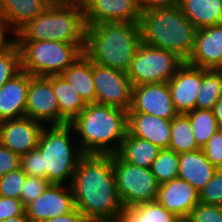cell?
Wrapping results in <instances>:
<instances>
[{
	"label": "cell",
	"instance_id": "1",
	"mask_svg": "<svg viewBox=\"0 0 222 222\" xmlns=\"http://www.w3.org/2000/svg\"><path fill=\"white\" fill-rule=\"evenodd\" d=\"M70 187L75 208L89 222H104L122 216L124 207L117 193L113 154H84Z\"/></svg>",
	"mask_w": 222,
	"mask_h": 222
},
{
	"label": "cell",
	"instance_id": "2",
	"mask_svg": "<svg viewBox=\"0 0 222 222\" xmlns=\"http://www.w3.org/2000/svg\"><path fill=\"white\" fill-rule=\"evenodd\" d=\"M128 112L90 103L70 123L84 154H117L128 132Z\"/></svg>",
	"mask_w": 222,
	"mask_h": 222
},
{
	"label": "cell",
	"instance_id": "3",
	"mask_svg": "<svg viewBox=\"0 0 222 222\" xmlns=\"http://www.w3.org/2000/svg\"><path fill=\"white\" fill-rule=\"evenodd\" d=\"M141 43L139 23L87 25L84 54L98 65L126 72Z\"/></svg>",
	"mask_w": 222,
	"mask_h": 222
},
{
	"label": "cell",
	"instance_id": "4",
	"mask_svg": "<svg viewBox=\"0 0 222 222\" xmlns=\"http://www.w3.org/2000/svg\"><path fill=\"white\" fill-rule=\"evenodd\" d=\"M139 27L142 43L174 52L185 61L192 54L198 28L179 6L141 10Z\"/></svg>",
	"mask_w": 222,
	"mask_h": 222
},
{
	"label": "cell",
	"instance_id": "5",
	"mask_svg": "<svg viewBox=\"0 0 222 222\" xmlns=\"http://www.w3.org/2000/svg\"><path fill=\"white\" fill-rule=\"evenodd\" d=\"M84 8L73 5H49L42 13L28 21L13 37L14 40L60 41L86 44Z\"/></svg>",
	"mask_w": 222,
	"mask_h": 222
},
{
	"label": "cell",
	"instance_id": "6",
	"mask_svg": "<svg viewBox=\"0 0 222 222\" xmlns=\"http://www.w3.org/2000/svg\"><path fill=\"white\" fill-rule=\"evenodd\" d=\"M73 131L70 124H64L45 125L41 132L37 149L41 152L42 178L50 184L70 185L84 155L78 143H71Z\"/></svg>",
	"mask_w": 222,
	"mask_h": 222
},
{
	"label": "cell",
	"instance_id": "7",
	"mask_svg": "<svg viewBox=\"0 0 222 222\" xmlns=\"http://www.w3.org/2000/svg\"><path fill=\"white\" fill-rule=\"evenodd\" d=\"M15 41L20 50L21 69L32 76L60 75L84 53L78 44L67 42Z\"/></svg>",
	"mask_w": 222,
	"mask_h": 222
},
{
	"label": "cell",
	"instance_id": "8",
	"mask_svg": "<svg viewBox=\"0 0 222 222\" xmlns=\"http://www.w3.org/2000/svg\"><path fill=\"white\" fill-rule=\"evenodd\" d=\"M186 61L178 54L141 43L126 74L132 86L168 82Z\"/></svg>",
	"mask_w": 222,
	"mask_h": 222
},
{
	"label": "cell",
	"instance_id": "9",
	"mask_svg": "<svg viewBox=\"0 0 222 222\" xmlns=\"http://www.w3.org/2000/svg\"><path fill=\"white\" fill-rule=\"evenodd\" d=\"M113 173L124 208L156 200L160 184L150 168L129 164L118 154H113Z\"/></svg>",
	"mask_w": 222,
	"mask_h": 222
},
{
	"label": "cell",
	"instance_id": "10",
	"mask_svg": "<svg viewBox=\"0 0 222 222\" xmlns=\"http://www.w3.org/2000/svg\"><path fill=\"white\" fill-rule=\"evenodd\" d=\"M96 103L129 111L132 102V83L126 72L92 62Z\"/></svg>",
	"mask_w": 222,
	"mask_h": 222
},
{
	"label": "cell",
	"instance_id": "11",
	"mask_svg": "<svg viewBox=\"0 0 222 222\" xmlns=\"http://www.w3.org/2000/svg\"><path fill=\"white\" fill-rule=\"evenodd\" d=\"M25 116L45 125H59V105L53 90V75H30Z\"/></svg>",
	"mask_w": 222,
	"mask_h": 222
},
{
	"label": "cell",
	"instance_id": "12",
	"mask_svg": "<svg viewBox=\"0 0 222 222\" xmlns=\"http://www.w3.org/2000/svg\"><path fill=\"white\" fill-rule=\"evenodd\" d=\"M28 222H43L75 209L70 185L50 184L41 195L25 206Z\"/></svg>",
	"mask_w": 222,
	"mask_h": 222
},
{
	"label": "cell",
	"instance_id": "13",
	"mask_svg": "<svg viewBox=\"0 0 222 222\" xmlns=\"http://www.w3.org/2000/svg\"><path fill=\"white\" fill-rule=\"evenodd\" d=\"M128 113H145L163 119H173L178 112L174 107L168 82L133 86Z\"/></svg>",
	"mask_w": 222,
	"mask_h": 222
},
{
	"label": "cell",
	"instance_id": "14",
	"mask_svg": "<svg viewBox=\"0 0 222 222\" xmlns=\"http://www.w3.org/2000/svg\"><path fill=\"white\" fill-rule=\"evenodd\" d=\"M45 127L39 121L26 116L0 122V143L19 156L37 148Z\"/></svg>",
	"mask_w": 222,
	"mask_h": 222
},
{
	"label": "cell",
	"instance_id": "15",
	"mask_svg": "<svg viewBox=\"0 0 222 222\" xmlns=\"http://www.w3.org/2000/svg\"><path fill=\"white\" fill-rule=\"evenodd\" d=\"M87 25L105 22L139 23L138 0H91L84 7Z\"/></svg>",
	"mask_w": 222,
	"mask_h": 222
},
{
	"label": "cell",
	"instance_id": "16",
	"mask_svg": "<svg viewBox=\"0 0 222 222\" xmlns=\"http://www.w3.org/2000/svg\"><path fill=\"white\" fill-rule=\"evenodd\" d=\"M202 83V68L185 62L168 81L171 98L178 113L195 109L196 98Z\"/></svg>",
	"mask_w": 222,
	"mask_h": 222
},
{
	"label": "cell",
	"instance_id": "17",
	"mask_svg": "<svg viewBox=\"0 0 222 222\" xmlns=\"http://www.w3.org/2000/svg\"><path fill=\"white\" fill-rule=\"evenodd\" d=\"M186 62L203 69L222 68V24L198 29L194 49Z\"/></svg>",
	"mask_w": 222,
	"mask_h": 222
},
{
	"label": "cell",
	"instance_id": "18",
	"mask_svg": "<svg viewBox=\"0 0 222 222\" xmlns=\"http://www.w3.org/2000/svg\"><path fill=\"white\" fill-rule=\"evenodd\" d=\"M155 201L177 217L188 218L199 203V191L187 181L175 178L159 185Z\"/></svg>",
	"mask_w": 222,
	"mask_h": 222
},
{
	"label": "cell",
	"instance_id": "19",
	"mask_svg": "<svg viewBox=\"0 0 222 222\" xmlns=\"http://www.w3.org/2000/svg\"><path fill=\"white\" fill-rule=\"evenodd\" d=\"M172 119H163L145 113H128V133L148 140L161 149H168L171 140Z\"/></svg>",
	"mask_w": 222,
	"mask_h": 222
},
{
	"label": "cell",
	"instance_id": "20",
	"mask_svg": "<svg viewBox=\"0 0 222 222\" xmlns=\"http://www.w3.org/2000/svg\"><path fill=\"white\" fill-rule=\"evenodd\" d=\"M30 74L21 70L0 88V122L25 116Z\"/></svg>",
	"mask_w": 222,
	"mask_h": 222
},
{
	"label": "cell",
	"instance_id": "21",
	"mask_svg": "<svg viewBox=\"0 0 222 222\" xmlns=\"http://www.w3.org/2000/svg\"><path fill=\"white\" fill-rule=\"evenodd\" d=\"M216 170L202 148L179 154L178 178L190 183L197 191L210 182Z\"/></svg>",
	"mask_w": 222,
	"mask_h": 222
},
{
	"label": "cell",
	"instance_id": "22",
	"mask_svg": "<svg viewBox=\"0 0 222 222\" xmlns=\"http://www.w3.org/2000/svg\"><path fill=\"white\" fill-rule=\"evenodd\" d=\"M48 6L45 0H0V15L13 36Z\"/></svg>",
	"mask_w": 222,
	"mask_h": 222
},
{
	"label": "cell",
	"instance_id": "23",
	"mask_svg": "<svg viewBox=\"0 0 222 222\" xmlns=\"http://www.w3.org/2000/svg\"><path fill=\"white\" fill-rule=\"evenodd\" d=\"M60 75L74 87L86 104L96 102L92 61L84 53Z\"/></svg>",
	"mask_w": 222,
	"mask_h": 222
},
{
	"label": "cell",
	"instance_id": "24",
	"mask_svg": "<svg viewBox=\"0 0 222 222\" xmlns=\"http://www.w3.org/2000/svg\"><path fill=\"white\" fill-rule=\"evenodd\" d=\"M53 90L59 105V125L70 124L87 104L61 75H53Z\"/></svg>",
	"mask_w": 222,
	"mask_h": 222
},
{
	"label": "cell",
	"instance_id": "25",
	"mask_svg": "<svg viewBox=\"0 0 222 222\" xmlns=\"http://www.w3.org/2000/svg\"><path fill=\"white\" fill-rule=\"evenodd\" d=\"M179 8L198 29L222 24V0H181Z\"/></svg>",
	"mask_w": 222,
	"mask_h": 222
},
{
	"label": "cell",
	"instance_id": "26",
	"mask_svg": "<svg viewBox=\"0 0 222 222\" xmlns=\"http://www.w3.org/2000/svg\"><path fill=\"white\" fill-rule=\"evenodd\" d=\"M161 150L150 141L134 137L127 132L117 154L129 164L150 168Z\"/></svg>",
	"mask_w": 222,
	"mask_h": 222
},
{
	"label": "cell",
	"instance_id": "27",
	"mask_svg": "<svg viewBox=\"0 0 222 222\" xmlns=\"http://www.w3.org/2000/svg\"><path fill=\"white\" fill-rule=\"evenodd\" d=\"M121 217L126 222H177L179 219L156 201L124 208Z\"/></svg>",
	"mask_w": 222,
	"mask_h": 222
},
{
	"label": "cell",
	"instance_id": "28",
	"mask_svg": "<svg viewBox=\"0 0 222 222\" xmlns=\"http://www.w3.org/2000/svg\"><path fill=\"white\" fill-rule=\"evenodd\" d=\"M170 135L171 140L168 149L178 154L200 149L195 141L191 122L187 114L178 113L172 119Z\"/></svg>",
	"mask_w": 222,
	"mask_h": 222
},
{
	"label": "cell",
	"instance_id": "29",
	"mask_svg": "<svg viewBox=\"0 0 222 222\" xmlns=\"http://www.w3.org/2000/svg\"><path fill=\"white\" fill-rule=\"evenodd\" d=\"M222 97V71L202 68V83L196 98L195 109L213 110Z\"/></svg>",
	"mask_w": 222,
	"mask_h": 222
},
{
	"label": "cell",
	"instance_id": "30",
	"mask_svg": "<svg viewBox=\"0 0 222 222\" xmlns=\"http://www.w3.org/2000/svg\"><path fill=\"white\" fill-rule=\"evenodd\" d=\"M186 114L189 116L195 141L202 148L210 137L220 129L213 110L194 109Z\"/></svg>",
	"mask_w": 222,
	"mask_h": 222
},
{
	"label": "cell",
	"instance_id": "31",
	"mask_svg": "<svg viewBox=\"0 0 222 222\" xmlns=\"http://www.w3.org/2000/svg\"><path fill=\"white\" fill-rule=\"evenodd\" d=\"M150 169L159 184L178 178L179 154L170 149H162Z\"/></svg>",
	"mask_w": 222,
	"mask_h": 222
},
{
	"label": "cell",
	"instance_id": "32",
	"mask_svg": "<svg viewBox=\"0 0 222 222\" xmlns=\"http://www.w3.org/2000/svg\"><path fill=\"white\" fill-rule=\"evenodd\" d=\"M21 70L20 50L13 38L9 44L0 49V88Z\"/></svg>",
	"mask_w": 222,
	"mask_h": 222
},
{
	"label": "cell",
	"instance_id": "33",
	"mask_svg": "<svg viewBox=\"0 0 222 222\" xmlns=\"http://www.w3.org/2000/svg\"><path fill=\"white\" fill-rule=\"evenodd\" d=\"M27 174L21 167L0 177V196L20 199Z\"/></svg>",
	"mask_w": 222,
	"mask_h": 222
},
{
	"label": "cell",
	"instance_id": "34",
	"mask_svg": "<svg viewBox=\"0 0 222 222\" xmlns=\"http://www.w3.org/2000/svg\"><path fill=\"white\" fill-rule=\"evenodd\" d=\"M199 202L222 206V169H217L210 182L199 191Z\"/></svg>",
	"mask_w": 222,
	"mask_h": 222
},
{
	"label": "cell",
	"instance_id": "35",
	"mask_svg": "<svg viewBox=\"0 0 222 222\" xmlns=\"http://www.w3.org/2000/svg\"><path fill=\"white\" fill-rule=\"evenodd\" d=\"M49 185L50 183L44 178L27 175L20 194L23 206L34 201Z\"/></svg>",
	"mask_w": 222,
	"mask_h": 222
},
{
	"label": "cell",
	"instance_id": "36",
	"mask_svg": "<svg viewBox=\"0 0 222 222\" xmlns=\"http://www.w3.org/2000/svg\"><path fill=\"white\" fill-rule=\"evenodd\" d=\"M188 218L191 222H222V206L199 202Z\"/></svg>",
	"mask_w": 222,
	"mask_h": 222
},
{
	"label": "cell",
	"instance_id": "37",
	"mask_svg": "<svg viewBox=\"0 0 222 222\" xmlns=\"http://www.w3.org/2000/svg\"><path fill=\"white\" fill-rule=\"evenodd\" d=\"M202 150L216 169H222V129H218L207 143L202 147Z\"/></svg>",
	"mask_w": 222,
	"mask_h": 222
},
{
	"label": "cell",
	"instance_id": "38",
	"mask_svg": "<svg viewBox=\"0 0 222 222\" xmlns=\"http://www.w3.org/2000/svg\"><path fill=\"white\" fill-rule=\"evenodd\" d=\"M20 167L28 176L42 178L41 152L35 148L20 156Z\"/></svg>",
	"mask_w": 222,
	"mask_h": 222
},
{
	"label": "cell",
	"instance_id": "39",
	"mask_svg": "<svg viewBox=\"0 0 222 222\" xmlns=\"http://www.w3.org/2000/svg\"><path fill=\"white\" fill-rule=\"evenodd\" d=\"M20 199L0 196V222L4 219L22 215L25 212Z\"/></svg>",
	"mask_w": 222,
	"mask_h": 222
},
{
	"label": "cell",
	"instance_id": "40",
	"mask_svg": "<svg viewBox=\"0 0 222 222\" xmlns=\"http://www.w3.org/2000/svg\"><path fill=\"white\" fill-rule=\"evenodd\" d=\"M20 167V156L0 143V177Z\"/></svg>",
	"mask_w": 222,
	"mask_h": 222
},
{
	"label": "cell",
	"instance_id": "41",
	"mask_svg": "<svg viewBox=\"0 0 222 222\" xmlns=\"http://www.w3.org/2000/svg\"><path fill=\"white\" fill-rule=\"evenodd\" d=\"M181 0H138L140 10H149L152 8L177 7Z\"/></svg>",
	"mask_w": 222,
	"mask_h": 222
},
{
	"label": "cell",
	"instance_id": "42",
	"mask_svg": "<svg viewBox=\"0 0 222 222\" xmlns=\"http://www.w3.org/2000/svg\"><path fill=\"white\" fill-rule=\"evenodd\" d=\"M43 222H89L84 215L78 210L74 209L72 212L63 216H56L54 218L45 220Z\"/></svg>",
	"mask_w": 222,
	"mask_h": 222
},
{
	"label": "cell",
	"instance_id": "43",
	"mask_svg": "<svg viewBox=\"0 0 222 222\" xmlns=\"http://www.w3.org/2000/svg\"><path fill=\"white\" fill-rule=\"evenodd\" d=\"M8 29L3 21V17L0 15V49L9 44L11 40H7Z\"/></svg>",
	"mask_w": 222,
	"mask_h": 222
},
{
	"label": "cell",
	"instance_id": "44",
	"mask_svg": "<svg viewBox=\"0 0 222 222\" xmlns=\"http://www.w3.org/2000/svg\"><path fill=\"white\" fill-rule=\"evenodd\" d=\"M213 113L219 128L222 129V97L214 104Z\"/></svg>",
	"mask_w": 222,
	"mask_h": 222
},
{
	"label": "cell",
	"instance_id": "45",
	"mask_svg": "<svg viewBox=\"0 0 222 222\" xmlns=\"http://www.w3.org/2000/svg\"><path fill=\"white\" fill-rule=\"evenodd\" d=\"M49 5H73L75 0H45Z\"/></svg>",
	"mask_w": 222,
	"mask_h": 222
},
{
	"label": "cell",
	"instance_id": "46",
	"mask_svg": "<svg viewBox=\"0 0 222 222\" xmlns=\"http://www.w3.org/2000/svg\"><path fill=\"white\" fill-rule=\"evenodd\" d=\"M2 222H28L25 212L22 215L4 219Z\"/></svg>",
	"mask_w": 222,
	"mask_h": 222
},
{
	"label": "cell",
	"instance_id": "47",
	"mask_svg": "<svg viewBox=\"0 0 222 222\" xmlns=\"http://www.w3.org/2000/svg\"><path fill=\"white\" fill-rule=\"evenodd\" d=\"M89 1L91 0H75V4H77L80 7H84Z\"/></svg>",
	"mask_w": 222,
	"mask_h": 222
},
{
	"label": "cell",
	"instance_id": "48",
	"mask_svg": "<svg viewBox=\"0 0 222 222\" xmlns=\"http://www.w3.org/2000/svg\"><path fill=\"white\" fill-rule=\"evenodd\" d=\"M104 222H126L122 217L114 219V220H108V221H104Z\"/></svg>",
	"mask_w": 222,
	"mask_h": 222
},
{
	"label": "cell",
	"instance_id": "49",
	"mask_svg": "<svg viewBox=\"0 0 222 222\" xmlns=\"http://www.w3.org/2000/svg\"><path fill=\"white\" fill-rule=\"evenodd\" d=\"M177 222H191L189 218H179Z\"/></svg>",
	"mask_w": 222,
	"mask_h": 222
}]
</instances>
